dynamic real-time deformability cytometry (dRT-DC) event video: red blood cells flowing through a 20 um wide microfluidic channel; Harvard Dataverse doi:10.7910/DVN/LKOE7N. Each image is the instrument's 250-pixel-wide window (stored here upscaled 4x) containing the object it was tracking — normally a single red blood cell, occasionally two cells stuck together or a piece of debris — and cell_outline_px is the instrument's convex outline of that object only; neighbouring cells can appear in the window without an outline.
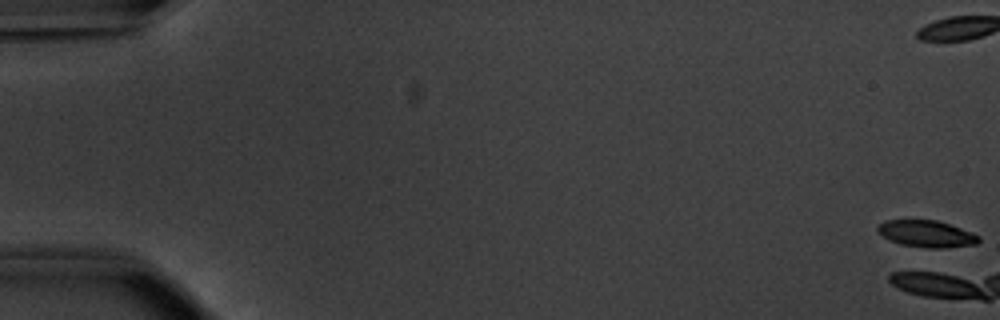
{"species": "common noctule bat (a hibernating species)", "species_latin": "Nyctalus noctula", "temperature_condition": "warm", "stored_images_in_passage": 5, "camera_frame_rate_fps": 3000, "um_per_image_px": 0.085, "animal": {"sex": "male", "body_mass_g": 20.1, "forearm_length_mm": 53.5}, "frame": {"image": 1, "passage_image": 1, "time_ms": 0.0, "image_size_px": [1000, 320], "cell_outline_px": [[980, 240], [976, 244], [944, 248], [928, 248], [900, 244], [888, 240], [880, 236], [876, 232], [876, 228], [884, 220], [936, 220], [972, 232], [980, 236]], "centroid_in_image_um": [78.71, 19.88], "position_along_channel_um": 6.3, "area_um2": 15.9}}